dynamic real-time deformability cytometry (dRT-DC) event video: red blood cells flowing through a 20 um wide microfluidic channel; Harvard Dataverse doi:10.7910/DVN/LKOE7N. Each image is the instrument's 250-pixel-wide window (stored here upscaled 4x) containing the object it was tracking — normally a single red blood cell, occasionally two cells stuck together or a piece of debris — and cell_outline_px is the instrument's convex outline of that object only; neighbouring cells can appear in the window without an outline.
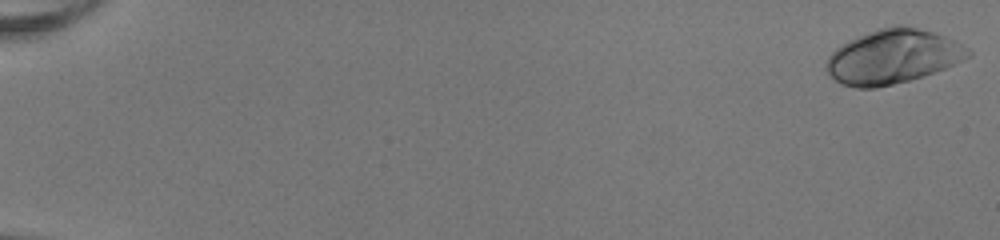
{"species": "human", "species_latin": "Homo sapiens", "temperature_condition": "room temperature", "stored_images_in_passage": 52, "camera_frame_rate_fps": 3000, "um_per_image_px": 0.085, "donor": {"sex": "female"}, "frame": {"image": 1, "passage_image": 1, "time_ms": 0.0, "image_size_px": [1000, 240], "cell_outline_px": [[972, 56], [944, 68], [924, 76], [876, 88], [856, 88], [840, 84], [828, 72], [828, 56], [840, 44], [856, 36], [876, 28], [896, 24], [904, 24], [932, 32], [944, 36], [968, 48], [972, 52]], "centroid_in_image_um": [75.88, 4.79], "position_along_channel_um": 9.1, "area_um2": 44.74}}
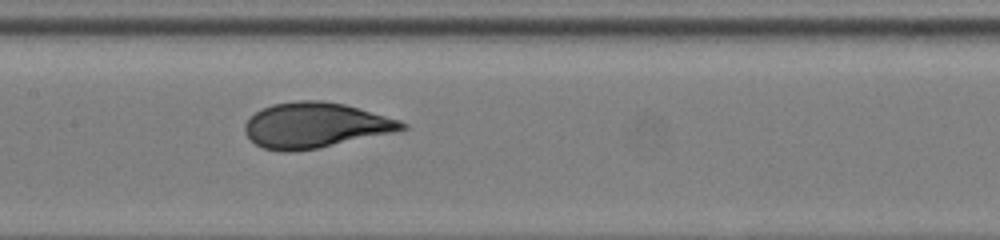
{"frame": {"image": 2, "passage_image": 28, "time_ms": 9.0, "image_size_px": [1000, 240], "cell_outline_px": [[408, 128], [392, 132], [316, 148], [288, 152], [280, 152], [264, 148], [256, 144], [244, 132], [244, 124], [256, 112], [272, 104], [296, 100], [320, 100], [344, 104], [400, 120], [408, 124]], "centroid_in_image_um": [26.77, 10.64], "position_along_channel_um": 180.6, "area_um2": 40.98}}
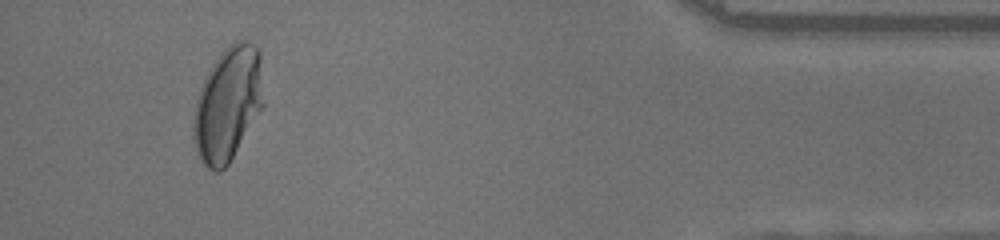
{"frame": {"image": 3, "passage_image": 49, "time_ms": 16.0, "image_size_px": [1000, 240], "cell_outline_px": [[264, 104], [228, 164], [220, 172], [216, 172], [208, 168], [200, 160], [196, 148], [192, 128], [196, 100], [204, 76], [212, 64], [224, 48], [236, 40], [244, 40], [256, 44], [260, 52]], "centroid_in_image_um": [19.36, 8.8], "position_along_channel_um": 415.8, "area_um2": 46.59}, "authors_computed_cell_mechanics": {"area_um2": 41.0958, "velocity_mm_per_s": 4.08, "shape_relaxation_time_tau1_ms": 4.4568, "shape_relaxation_time_tau2_ms": null, "deformation_change_tau1": 0.2045, "deformation_change_tau2": null}}